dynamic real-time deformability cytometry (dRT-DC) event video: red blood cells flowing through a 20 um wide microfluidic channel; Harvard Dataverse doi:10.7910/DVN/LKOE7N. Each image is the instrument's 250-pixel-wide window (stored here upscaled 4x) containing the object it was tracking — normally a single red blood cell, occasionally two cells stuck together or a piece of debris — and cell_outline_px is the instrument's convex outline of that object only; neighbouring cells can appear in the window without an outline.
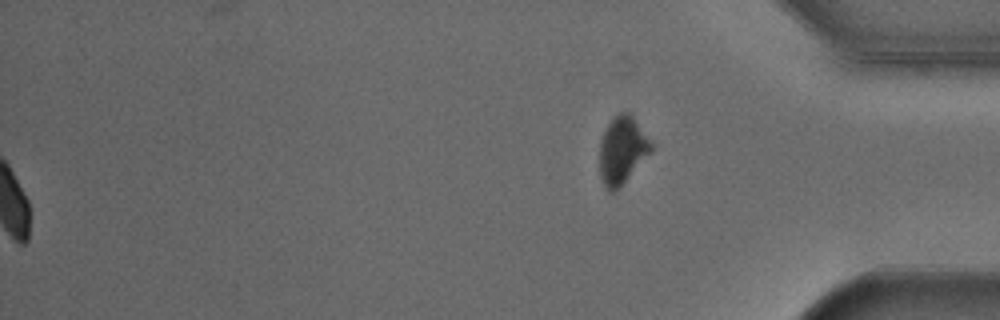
{"species": "Egyptian fruit bat (a non-hibernating species)", "species_latin": "Rousettus aegyptiacus", "temperature_condition": "cold", "stored_images_in_passage": 55, "segment_of_instrument_passage": [2, 2], "camera_frame_rate_fps": 3000, "um_per_image_px": 0.085, "animal": {"sex": "male"}, "frame": {"image": 1, "passage_image": 55, "time_ms": 18.0, "image_size_px": [1000, 320], "cell_outline_px": [[652, 152], [612, 192], [608, 192], [604, 188], [600, 176], [600, 140], [608, 124], [620, 112], [628, 112], [632, 116], [652, 144]], "centroid_in_image_um": [52.86, 12.77], "position_along_channel_um": 382.3, "area_um2": 19.59}}